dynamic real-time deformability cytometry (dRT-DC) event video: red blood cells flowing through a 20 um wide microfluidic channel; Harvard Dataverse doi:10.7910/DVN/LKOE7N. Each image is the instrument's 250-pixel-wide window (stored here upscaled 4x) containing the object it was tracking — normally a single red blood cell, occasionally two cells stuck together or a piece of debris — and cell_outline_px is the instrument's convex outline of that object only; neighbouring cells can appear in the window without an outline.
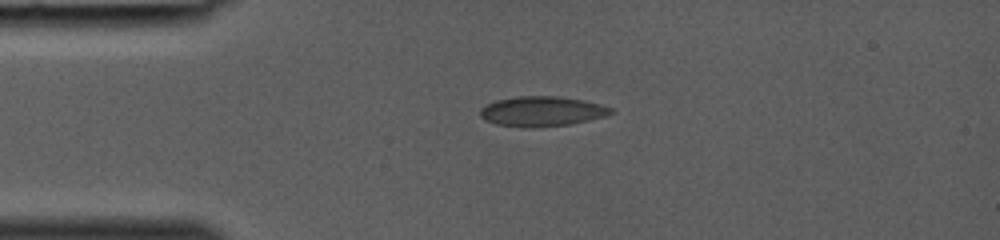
{"species": "common noctule bat (a hibernating species)", "species_latin": "Nyctalus noctula", "temperature_condition": "room temperature", "stored_images_in_passage": 29, "camera_frame_rate_fps": 3000, "um_per_image_px": 0.085, "animal": {"sex": "female", "body_mass_g": 19.0, "forearm_length_mm": 53.3}, "frame": {"image": 1, "passage_image": 1, "time_ms": 0.0, "image_size_px": [1000, 240], "cell_outline_px": [[616, 112], [604, 116], [572, 124], [528, 128], [524, 128], [496, 124], [484, 120], [480, 116], [480, 108], [496, 100], [520, 96], [556, 96], [584, 100], [600, 104], [612, 108]], "centroid_in_image_um": [46.06, 9.47], "position_along_channel_um": 38.9, "area_um2": 22.89}}
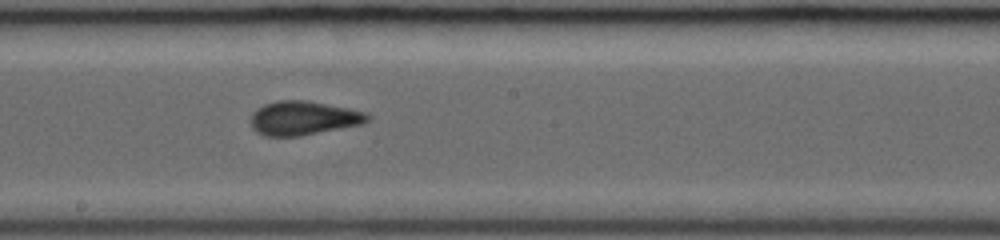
{"frame": {"image": 2, "passage_image": 13, "time_ms": 4.0, "image_size_px": [1000, 240], "cell_outline_px": [[372, 116], [364, 124], [300, 136], [264, 136], [256, 132], [252, 128], [248, 120], [252, 112], [256, 108], [264, 104], [276, 100], [304, 100], [348, 108], [368, 112]], "centroid_in_image_um": [25.76, 10.04], "position_along_channel_um": 222.4, "area_um2": 23.52}}
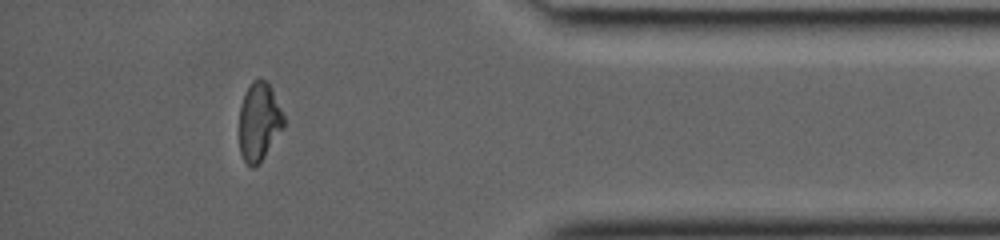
{"frame": {"image": 3, "passage_image": 25, "time_ms": 8.0, "image_size_px": [1000, 240], "cell_outline_px": [[284, 128], [260, 164], [252, 168], [244, 160], [240, 152], [240, 104], [248, 84], [252, 80], [264, 80], [272, 88], [284, 116]], "centroid_in_image_um": [22.03, 10.36], "position_along_channel_um": 413.2, "area_um2": 20.46}}